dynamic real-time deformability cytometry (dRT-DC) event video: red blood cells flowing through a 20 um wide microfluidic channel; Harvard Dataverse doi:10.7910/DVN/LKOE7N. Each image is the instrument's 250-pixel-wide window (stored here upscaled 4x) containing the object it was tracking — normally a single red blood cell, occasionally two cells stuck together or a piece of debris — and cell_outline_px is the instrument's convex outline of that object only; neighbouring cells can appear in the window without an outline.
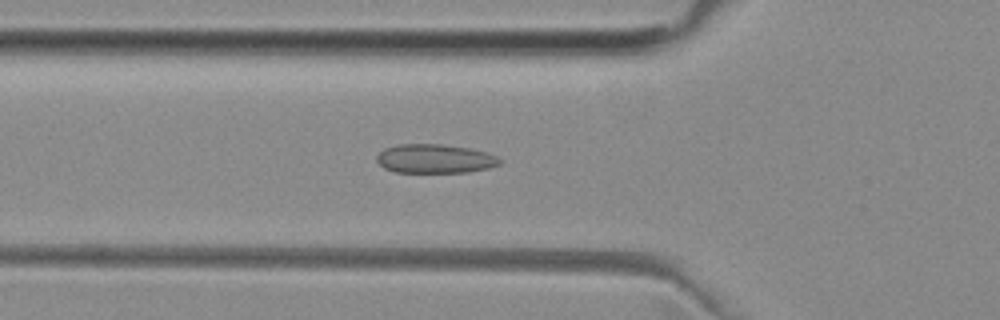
{"species": "common noctule bat (a hibernating species)", "species_latin": "Nyctalus noctula", "temperature_condition": "room temperature", "stored_images_in_passage": 52, "camera_frame_rate_fps": 3000, "um_per_image_px": 0.085, "animal": {"sex": "female", "body_mass_g": 29.2, "forearm_length_mm": 56.3}, "frame": {"image": 1, "passage_image": 17, "time_ms": 5.333, "image_size_px": [1000, 320], "cell_outline_px": [[504, 160], [500, 164], [488, 168], [468, 172], [396, 172], [384, 168], [376, 160], [376, 156], [384, 148], [400, 144], [440, 144], [468, 148], [488, 152]], "centroid_in_image_um": [36.98, 13.49], "position_along_channel_um": 88.8, "area_um2": 20.81}}
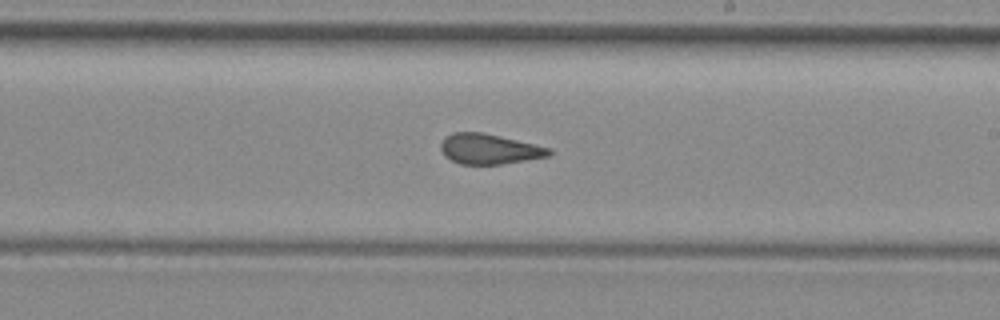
{"frame": {"image": 2, "passage_image": 29, "time_ms": 9.333, "image_size_px": [1000, 320], "cell_outline_px": [[552, 156], [500, 164], [460, 164], [444, 156], [440, 148], [440, 144], [444, 136], [452, 132], [484, 132], [552, 148]], "centroid_in_image_um": [41.59, 12.65], "position_along_channel_um": 247.4, "area_um2": 19.31}}
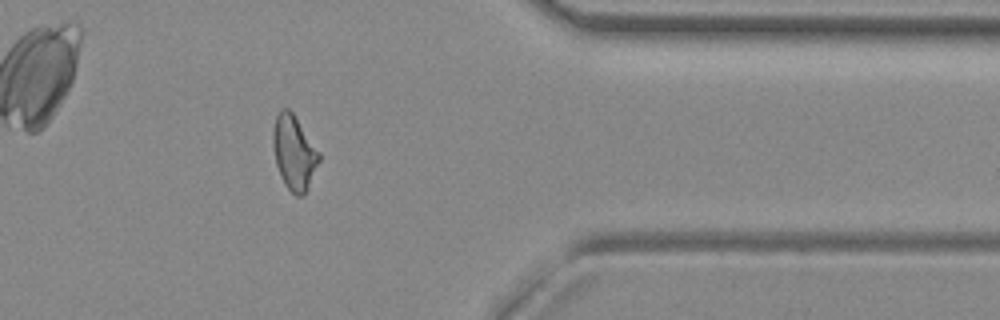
{"frame": {"image": 3, "passage_image": 41, "time_ms": 13.333, "image_size_px": [1000, 320], "cell_outline_px": [[320, 160], [308, 188], [300, 196], [296, 196], [284, 184], [276, 164], [272, 144], [272, 132], [276, 116], [280, 108], [288, 108], [292, 112], [320, 152]], "centroid_in_image_um": [24.98, 12.95], "position_along_channel_um": 386.4, "area_um2": 19.88}, "authors_computed_cell_mechanics": {"area_um2": 20.2589, "velocity_mm_per_s": 3.963, "shape_relaxation_time_tau1_ms": null, "shape_relaxation_time_tau2_ms": 1.7306, "deformation_change_tau1": null, "deformation_change_tau2": 0.0905}}